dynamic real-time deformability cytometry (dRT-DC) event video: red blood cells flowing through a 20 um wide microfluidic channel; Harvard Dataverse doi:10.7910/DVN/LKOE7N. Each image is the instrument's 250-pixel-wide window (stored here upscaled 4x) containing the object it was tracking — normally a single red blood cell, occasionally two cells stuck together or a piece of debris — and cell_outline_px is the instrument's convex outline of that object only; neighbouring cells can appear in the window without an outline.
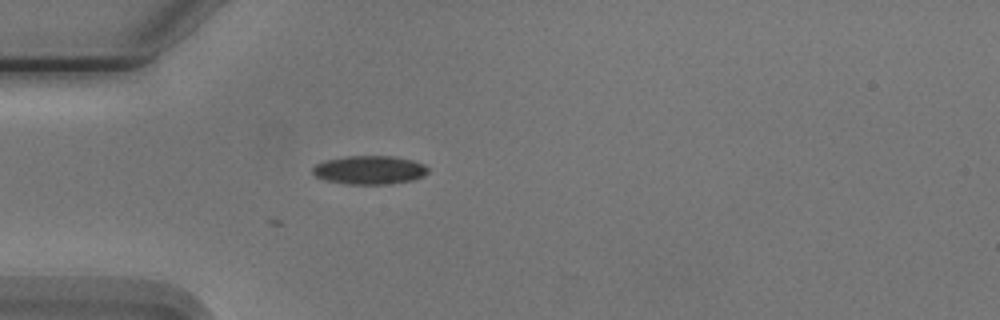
{"species": "Egyptian fruit bat (a non-hibernating species)", "species_latin": "Rousettus aegyptiacus", "temperature_condition": "cold", "stored_images_in_passage": 4, "camera_frame_rate_fps": 3000, "um_per_image_px": 0.085, "animal": {"sex": "male"}, "frame": {"image": 1, "passage_image": 4, "time_ms": 4.0, "image_size_px": [1000, 320], "cell_outline_px": [[428, 172], [424, 176], [412, 180], [392, 184], [348, 184], [328, 180], [316, 176], [312, 172], [312, 168], [316, 164], [324, 160], [348, 156], [392, 156], [412, 160], [424, 164], [428, 168]], "centroid_in_image_um": [31.43, 14.44], "position_along_channel_um": 53.6, "area_um2": 19.19}}